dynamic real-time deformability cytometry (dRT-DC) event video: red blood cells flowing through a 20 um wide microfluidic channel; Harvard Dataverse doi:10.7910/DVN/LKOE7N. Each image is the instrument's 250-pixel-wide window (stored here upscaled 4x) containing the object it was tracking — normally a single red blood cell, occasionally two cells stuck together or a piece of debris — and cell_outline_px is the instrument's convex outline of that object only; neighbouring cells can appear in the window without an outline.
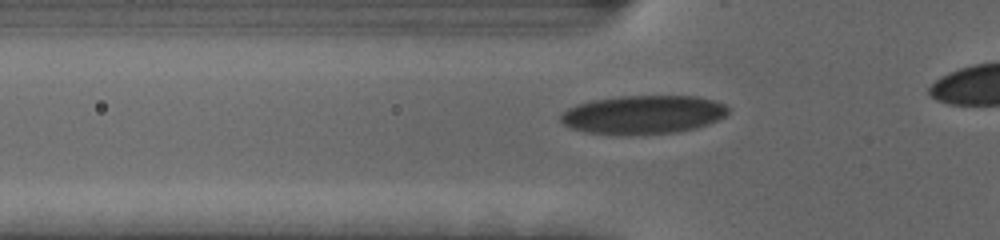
{"species": "human", "species_latin": "Homo sapiens", "temperature_condition": "cold", "stored_images_in_passage": 40, "camera_frame_rate_fps": 3000, "um_per_image_px": 0.085, "donor": {"sex": "female"}, "frame": {"image": 1, "passage_image": 13, "time_ms": 4.0, "image_size_px": [1000, 240], "cell_outline_px": [[732, 108], [724, 116], [708, 124], [696, 128], [680, 132], [628, 136], [620, 136], [584, 132], [568, 128], [560, 120], [560, 112], [576, 104], [592, 100], [620, 96], [696, 96], [712, 100], [724, 104]], "centroid_in_image_um": [54.62, 9.77], "position_along_channel_um": 71.2, "area_um2": 38.44}}
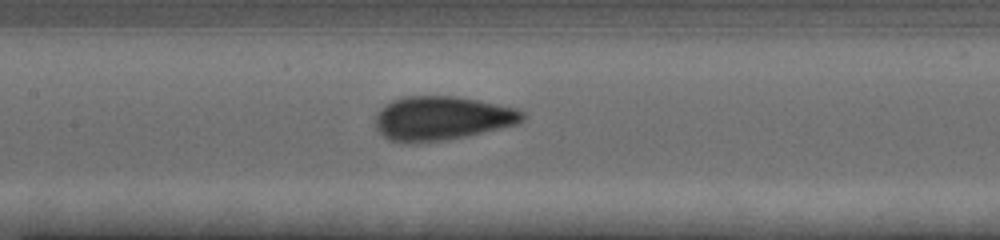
{"frame": {"image": 2, "passage_image": 21, "time_ms": 6.667, "image_size_px": [1000, 240], "cell_outline_px": [[524, 120], [516, 124], [448, 140], [388, 140], [376, 128], [376, 112], [384, 104], [392, 100], [404, 96], [456, 96], [516, 108], [524, 112]], "centroid_in_image_um": [37.55, 10.01], "position_along_channel_um": 169.8, "area_um2": 36.93}}
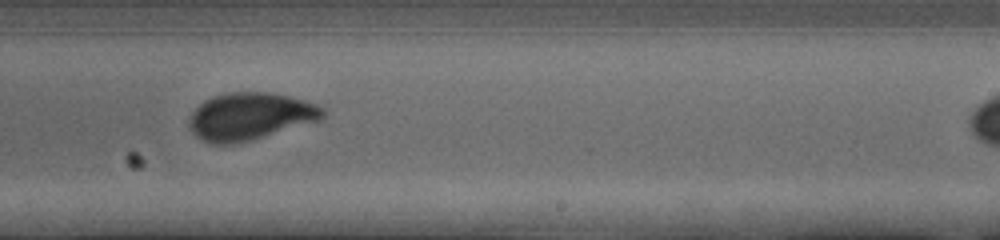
{"frame": {"image": 3, "passage_image": 29, "time_ms": 9.333, "image_size_px": [1000, 240], "cell_outline_px": [[324, 116], [320, 120], [264, 136], [232, 144], [212, 144], [200, 140], [192, 132], [188, 124], [188, 120], [192, 112], [204, 100], [212, 96], [228, 92], [268, 92], [288, 96], [304, 100], [316, 104], [324, 108]], "centroid_in_image_um": [21.22, 9.88], "position_along_channel_um": 267.8, "area_um2": 36.7}}